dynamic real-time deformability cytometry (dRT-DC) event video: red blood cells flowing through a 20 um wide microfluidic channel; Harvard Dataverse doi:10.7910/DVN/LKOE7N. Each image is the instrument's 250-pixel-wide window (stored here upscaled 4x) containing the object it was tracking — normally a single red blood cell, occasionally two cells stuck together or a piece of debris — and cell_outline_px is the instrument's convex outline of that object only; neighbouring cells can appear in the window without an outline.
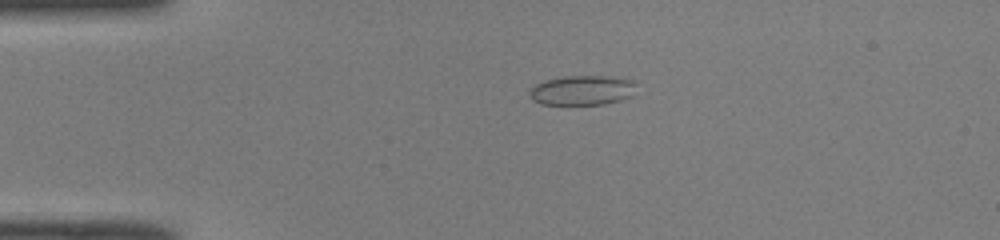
{"species": "common noctule bat (a hibernating species)", "species_latin": "Nyctalus noctula", "temperature_condition": "room temperature", "stored_images_in_passage": 43, "segment_of_instrument_passage": [1, 2], "camera_frame_rate_fps": 3000, "um_per_image_px": 0.085, "animal": {"sex": "male", "body_mass_g": 19.0, "forearm_length_mm": 50.8}, "frame": {"image": 1, "passage_image": 3, "time_ms": 0.667, "image_size_px": [1000, 240], "cell_outline_px": [[636, 84], [632, 96], [620, 100], [604, 104], [540, 104], [532, 100], [528, 92], [528, 88], [544, 80], [564, 76], [612, 76], [636, 80]], "centroid_in_image_um": [49.48, 7.66], "position_along_channel_um": 35.5, "area_um2": 18.79}}
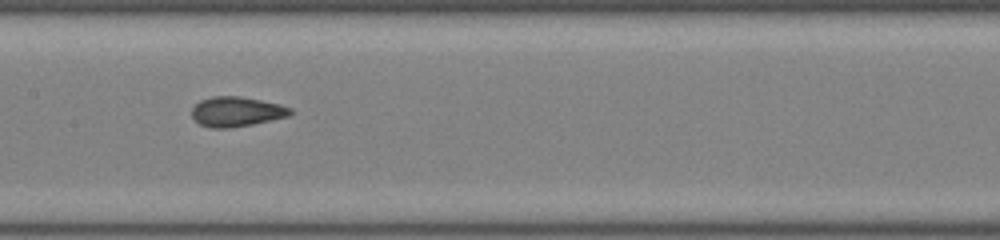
{"frame": {"image": 2, "passage_image": 17, "time_ms": 5.333, "image_size_px": [1000, 240], "cell_outline_px": [[296, 112], [288, 116], [252, 124], [228, 128], [212, 128], [200, 124], [192, 116], [192, 108], [200, 100], [212, 96], [240, 96], [280, 104], [292, 108]], "centroid_in_image_um": [20.13, 9.48], "position_along_channel_um": 187.3, "area_um2": 17.11}}
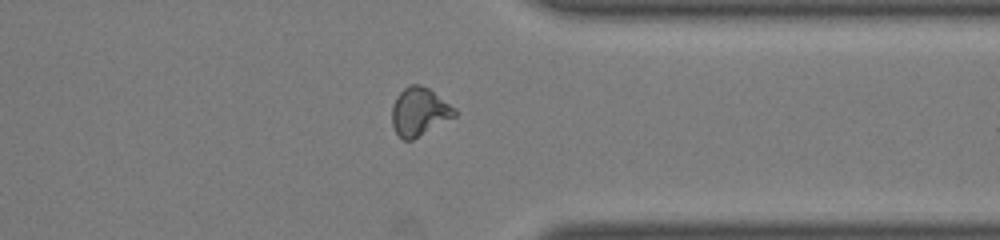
{"frame": {"image": 3, "passage_image": 31, "time_ms": 10.0, "image_size_px": [1000, 240], "cell_outline_px": [[456, 116], [412, 140], [404, 140], [396, 132], [392, 124], [392, 104], [396, 96], [408, 84], [420, 84], [428, 88], [456, 108]], "centroid_in_image_um": [35.63, 9.48], "position_along_channel_um": 375.8, "area_um2": 17.57}}